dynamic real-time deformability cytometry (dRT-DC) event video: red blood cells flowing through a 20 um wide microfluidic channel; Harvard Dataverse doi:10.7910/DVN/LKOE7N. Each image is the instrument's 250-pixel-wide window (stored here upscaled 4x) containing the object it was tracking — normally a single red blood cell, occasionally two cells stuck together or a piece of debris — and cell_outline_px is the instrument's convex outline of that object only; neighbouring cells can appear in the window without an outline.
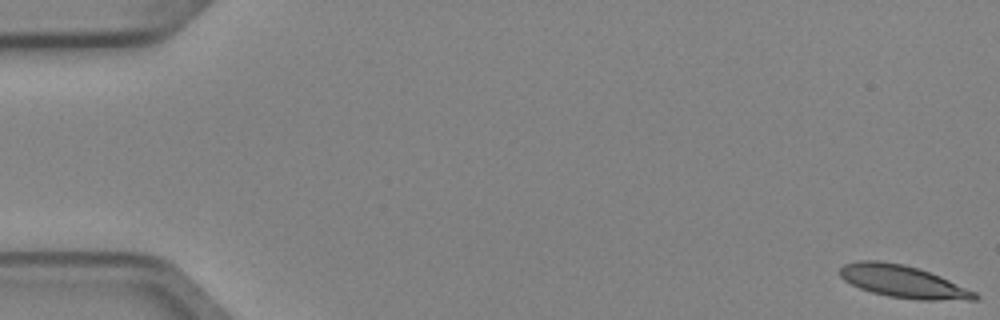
{"species": "Egyptian fruit bat (a non-hibernating species)", "species_latin": "Rousettus aegyptiacus", "temperature_condition": "cold", "stored_images_in_passage": 5, "camera_frame_rate_fps": 3000, "um_per_image_px": 0.085, "animal": {"sex": "female"}, "frame": {"image": 1, "passage_image": 1, "time_ms": 0.0, "image_size_px": [1000, 320], "cell_outline_px": [[980, 296], [976, 300], [916, 300], [888, 296], [872, 292], [860, 288], [844, 280], [840, 276], [840, 268], [844, 264], [860, 260], [880, 260], [900, 264], [916, 268], [940, 276], [976, 292]], "centroid_in_image_um": [76.76, 23.94], "position_along_channel_um": 8.2, "area_um2": 25.26}}
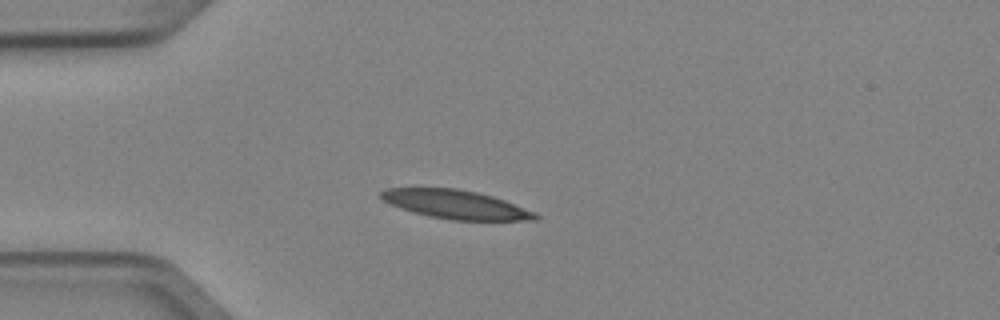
{"frame": {"image": 2, "passage_image": 4, "time_ms": 1.0, "image_size_px": [1000, 320], "cell_outline_px": [[540, 216], [536, 220], [452, 220], [428, 216], [392, 204], [384, 200], [380, 196], [380, 192], [384, 188], [456, 188], [476, 192], [492, 196], [504, 200], [536, 212]], "centroid_in_image_um": [38.78, 17.37], "position_along_channel_um": 46.2, "area_um2": 25.49}}